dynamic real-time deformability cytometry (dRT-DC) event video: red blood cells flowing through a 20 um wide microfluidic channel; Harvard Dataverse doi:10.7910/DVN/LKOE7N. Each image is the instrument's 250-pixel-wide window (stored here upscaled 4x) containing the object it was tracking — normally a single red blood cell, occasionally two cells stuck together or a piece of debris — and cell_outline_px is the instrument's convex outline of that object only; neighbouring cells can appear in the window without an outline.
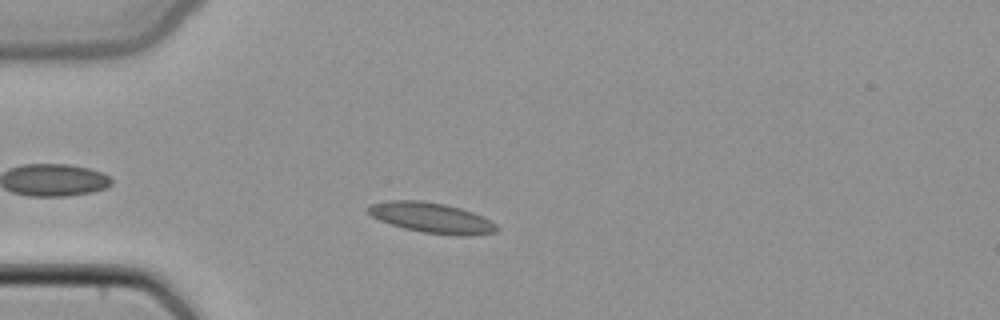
{"species": "common noctule bat (a hibernating species)", "species_latin": "Nyctalus noctula", "temperature_condition": "cold", "stored_images_in_passage": 33, "camera_frame_rate_fps": 3000, "um_per_image_px": 0.085, "animal": {"sex": "female", "body_mass_g": 22.7, "forearm_length_mm": 54.2}, "frame": {"image": 1, "passage_image": 3, "time_ms": 0.667, "image_size_px": [1000, 320], "cell_outline_px": [[496, 232], [472, 236], [456, 236], [424, 232], [404, 228], [380, 220], [372, 216], [364, 208], [368, 204], [388, 200], [420, 200], [444, 204], [460, 208], [472, 212], [496, 224]], "centroid_in_image_um": [36.63, 18.51], "position_along_channel_um": 48.4, "area_um2": 22.66}}
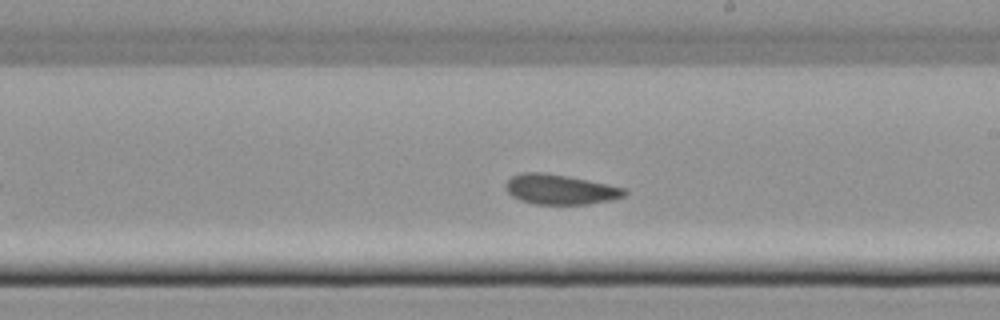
{"frame": {"image": 2, "passage_image": 18, "time_ms": 5.667, "image_size_px": [1000, 320], "cell_outline_px": [[628, 192], [624, 196], [612, 200], [588, 204], [536, 204], [520, 200], [512, 196], [504, 188], [504, 184], [512, 176], [520, 172], [544, 172], [568, 176], [608, 184], [624, 188]], "centroid_in_image_um": [47.59, 16.09], "position_along_channel_um": 241.4, "area_um2": 20.87}}
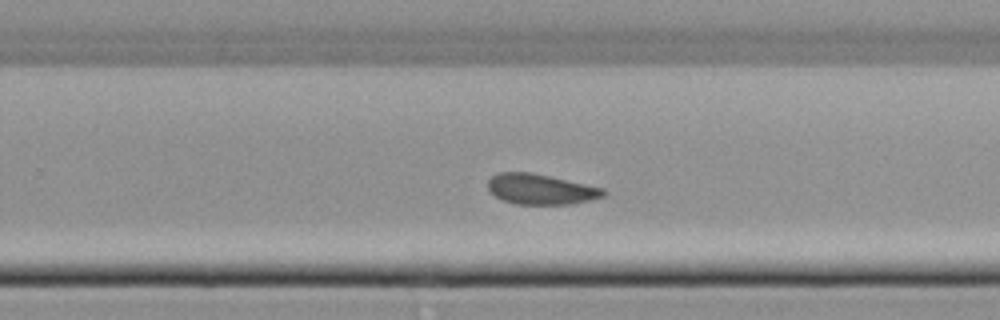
{"frame": {"image": 3, "passage_image": 21, "time_ms": 6.667, "image_size_px": [1000, 320], "cell_outline_px": [[608, 192], [604, 196], [588, 200], [568, 204], [516, 204], [500, 200], [488, 188], [488, 180], [496, 172], [532, 172], [604, 188]], "centroid_in_image_um": [45.95, 16.07], "position_along_channel_um": 283.9, "area_um2": 20.46}}